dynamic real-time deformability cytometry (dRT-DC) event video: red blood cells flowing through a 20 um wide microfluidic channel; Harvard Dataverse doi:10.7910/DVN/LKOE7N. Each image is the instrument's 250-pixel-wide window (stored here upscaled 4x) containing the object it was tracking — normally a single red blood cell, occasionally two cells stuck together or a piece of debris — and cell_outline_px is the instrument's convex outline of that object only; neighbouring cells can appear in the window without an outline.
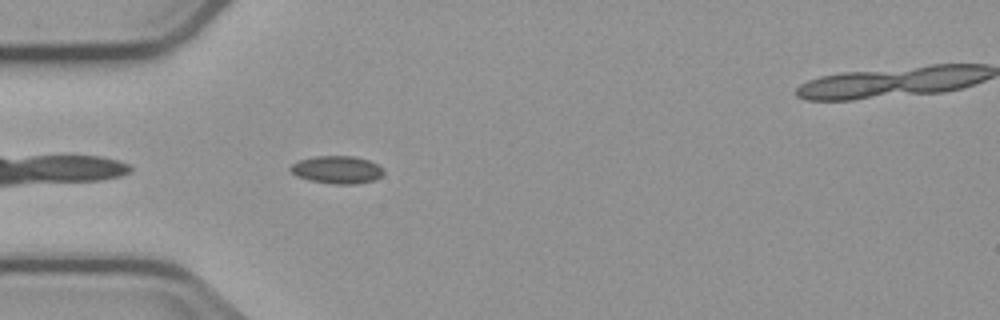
{"species": "common noctule bat (a hibernating species)", "species_latin": "Nyctalus noctula", "temperature_condition": "cold", "stored_images_in_passage": 5, "camera_frame_rate_fps": 3000, "um_per_image_px": 0.085, "animal": {"sex": "male", "body_mass_g": 23.1, "forearm_length_mm": 52.7}, "frame": {"image": 1, "passage_image": 4, "time_ms": 4.333, "image_size_px": [1000, 320], "cell_outline_px": [[384, 172], [380, 176], [372, 180], [356, 184], [332, 184], [308, 180], [296, 176], [288, 168], [292, 164], [300, 160], [316, 156], [352, 156], [368, 160], [384, 168]], "centroid_in_image_um": [28.62, 14.43], "position_along_channel_um": 56.4, "area_um2": 14.97}}